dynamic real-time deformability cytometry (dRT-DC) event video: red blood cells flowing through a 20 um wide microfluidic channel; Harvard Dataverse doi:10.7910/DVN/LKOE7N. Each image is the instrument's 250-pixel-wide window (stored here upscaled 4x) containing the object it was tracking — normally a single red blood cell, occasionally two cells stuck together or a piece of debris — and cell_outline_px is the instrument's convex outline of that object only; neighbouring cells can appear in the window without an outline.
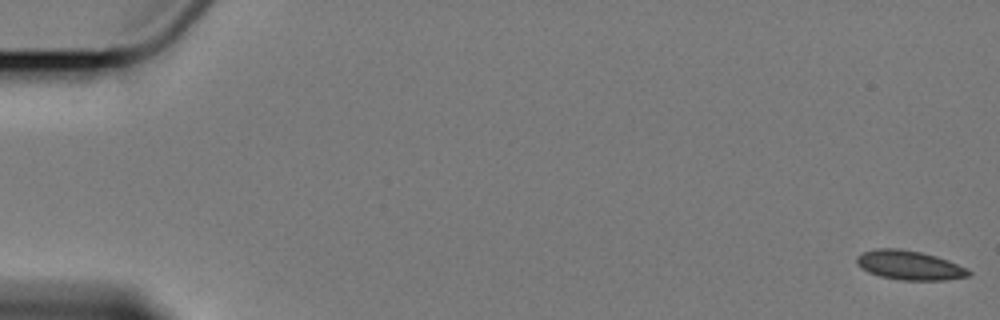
{"species": "Egyptian fruit bat (a non-hibernating species)", "species_latin": "Rousettus aegyptiacus", "temperature_condition": "cold", "stored_images_in_passage": 6, "camera_frame_rate_fps": 3000, "um_per_image_px": 0.085, "animal": {"sex": "female"}, "frame": {"image": 1, "passage_image": 1, "time_ms": 0.0, "image_size_px": [1000, 320], "cell_outline_px": [[972, 272], [968, 276], [944, 280], [900, 280], [880, 276], [868, 272], [856, 264], [856, 256], [864, 252], [876, 248], [900, 248], [920, 252], [936, 256], [948, 260], [968, 268]], "centroid_in_image_um": [77.29, 22.54], "position_along_channel_um": 7.7, "area_um2": 19.13}}
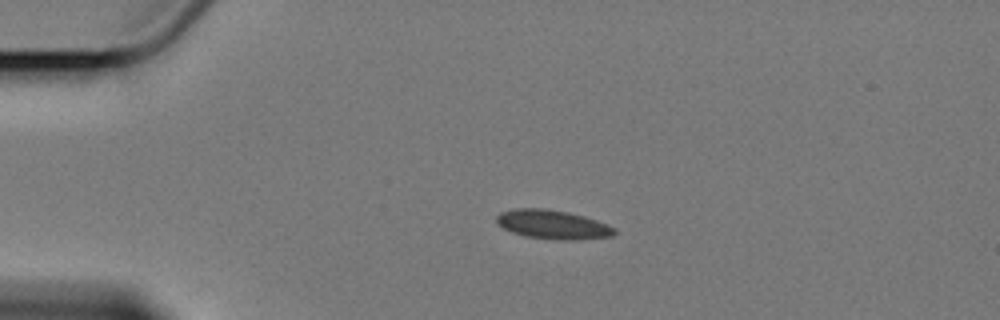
{"frame": {"image": 2, "passage_image": 4, "time_ms": 4.333, "image_size_px": [1000, 320], "cell_outline_px": [[616, 232], [612, 236], [576, 240], [564, 240], [528, 236], [512, 232], [504, 228], [496, 220], [496, 216], [500, 212], [512, 208], [548, 208], [568, 212], [584, 216], [608, 224], [616, 228]], "centroid_in_image_um": [47.0, 19.06], "position_along_channel_um": 38.0, "area_um2": 19.88}}